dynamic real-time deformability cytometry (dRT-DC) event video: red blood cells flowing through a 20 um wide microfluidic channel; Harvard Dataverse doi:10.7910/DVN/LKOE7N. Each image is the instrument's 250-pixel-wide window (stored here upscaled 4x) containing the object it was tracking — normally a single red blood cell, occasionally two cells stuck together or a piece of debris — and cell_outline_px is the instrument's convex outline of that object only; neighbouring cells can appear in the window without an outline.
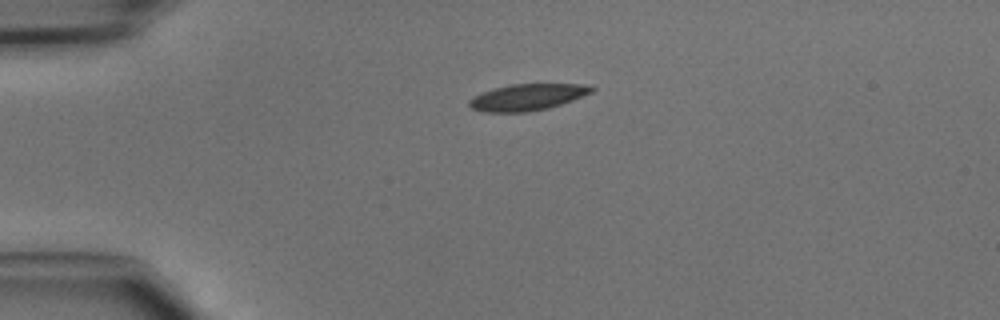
{"species": "common noctule bat (a hibernating species)", "species_latin": "Nyctalus noctula", "temperature_condition": "cold", "stored_images_in_passage": 37, "camera_frame_rate_fps": 3000, "um_per_image_px": 0.085, "animal": {"sex": "male", "body_mass_g": 15.6}, "frame": {"image": 1, "passage_image": 1, "time_ms": 0.0, "image_size_px": [1000, 320], "cell_outline_px": [[596, 88], [592, 92], [572, 100], [548, 108], [528, 112], [484, 112], [472, 108], [468, 104], [468, 100], [472, 96], [508, 84], [588, 84]], "centroid_in_image_um": [44.82, 8.25], "position_along_channel_um": 40.2, "area_um2": 18.84}}
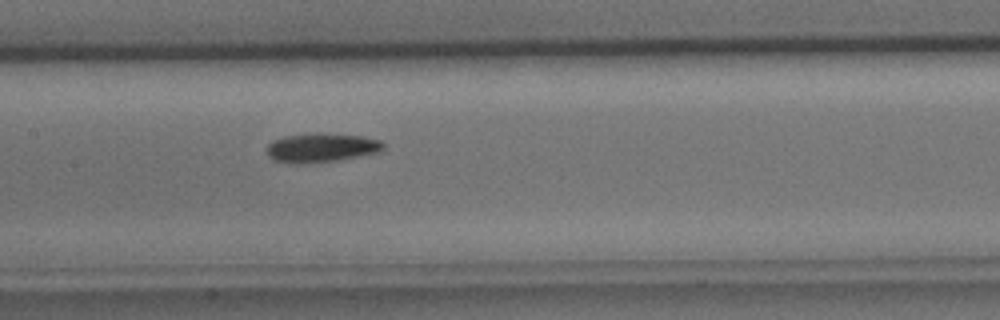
{"frame": {"image": 2, "passage_image": 13, "time_ms": 4.0, "image_size_px": [1000, 320], "cell_outline_px": [[384, 148], [380, 152], [336, 160], [304, 164], [288, 164], [272, 160], [268, 156], [268, 144], [272, 140], [284, 136], [316, 132], [364, 136], [380, 140], [384, 144]], "centroid_in_image_um": [27.29, 12.55], "position_along_channel_um": 180.1, "area_um2": 20.06}}
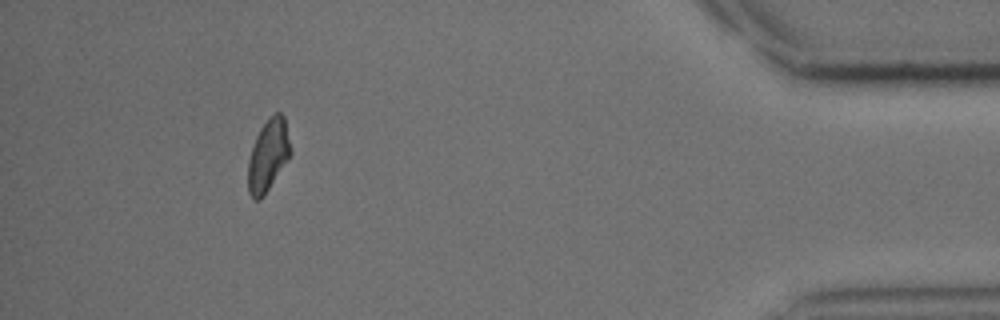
{"frame": {"image": 3, "passage_image": 33, "time_ms": 10.667, "image_size_px": [1000, 320], "cell_outline_px": [[292, 152], [288, 160], [264, 196], [260, 200], [252, 200], [248, 192], [248, 160], [256, 136], [260, 128], [268, 116], [276, 112], [280, 112], [284, 116]], "centroid_in_image_um": [22.79, 13.21], "position_along_channel_um": 412.4, "area_um2": 18.03}}